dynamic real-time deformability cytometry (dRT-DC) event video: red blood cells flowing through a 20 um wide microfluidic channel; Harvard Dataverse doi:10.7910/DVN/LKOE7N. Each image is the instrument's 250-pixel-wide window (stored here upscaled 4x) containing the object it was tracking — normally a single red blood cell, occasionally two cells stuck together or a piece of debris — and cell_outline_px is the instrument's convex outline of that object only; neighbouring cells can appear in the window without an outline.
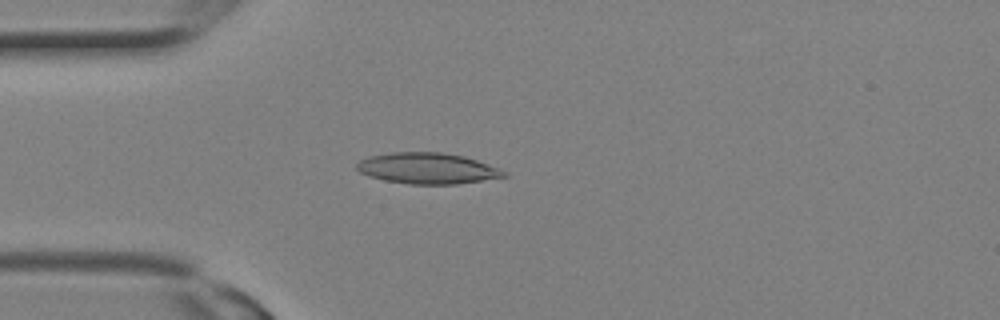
{"species": "Egyptian fruit bat (a non-hibernating species)", "species_latin": "Rousettus aegyptiacus", "temperature_condition": "room temperature", "stored_images_in_passage": 3, "camera_frame_rate_fps": 3000, "um_per_image_px": 0.085, "animal": {"sex": "female"}, "frame": {"image": 1, "passage_image": 3, "time_ms": 0.667, "image_size_px": [1000, 320], "cell_outline_px": [[508, 176], [456, 184], [408, 184], [384, 180], [368, 176], [360, 172], [356, 168], [356, 164], [360, 160], [368, 156], [392, 152], [440, 152], [464, 156], [476, 160], [508, 172]], "centroid_in_image_um": [36.3, 14.31], "position_along_channel_um": 48.7, "area_um2": 26.53}}